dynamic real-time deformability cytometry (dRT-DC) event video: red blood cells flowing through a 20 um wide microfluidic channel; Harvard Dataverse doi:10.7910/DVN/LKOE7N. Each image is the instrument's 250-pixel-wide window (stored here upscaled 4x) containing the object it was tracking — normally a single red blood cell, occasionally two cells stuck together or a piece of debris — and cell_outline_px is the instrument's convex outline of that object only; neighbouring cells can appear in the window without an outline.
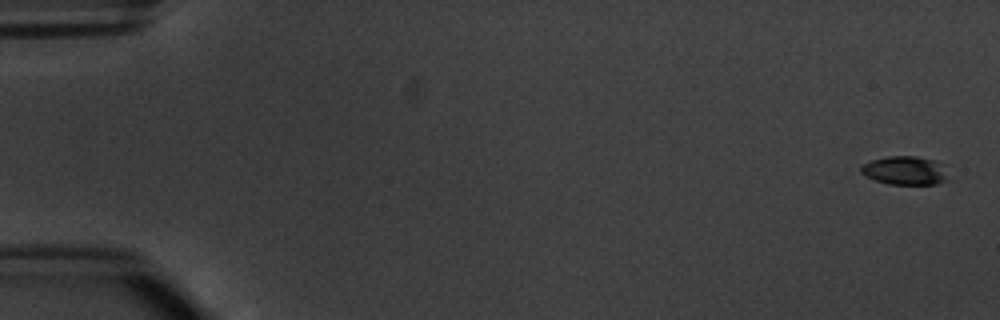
{"species": "common noctule bat (a hibernating species)", "species_latin": "Nyctalus noctula", "temperature_condition": "warm", "stored_images_in_passage": 4, "camera_frame_rate_fps": 3000, "um_per_image_px": 0.085, "animal": {"sex": "male", "body_mass_g": 20.1, "forearm_length_mm": 53.5}, "frame": {"image": 1, "passage_image": 1, "time_ms": 0.0, "image_size_px": [1000, 320], "cell_outline_px": [[952, 180], [936, 184], [888, 184], [864, 176], [860, 172], [860, 168], [864, 164], [872, 160], [888, 156], [916, 156], [936, 160], [948, 164]], "centroid_in_image_um": [77.08, 14.49], "position_along_channel_um": 7.9, "area_um2": 15.26}}